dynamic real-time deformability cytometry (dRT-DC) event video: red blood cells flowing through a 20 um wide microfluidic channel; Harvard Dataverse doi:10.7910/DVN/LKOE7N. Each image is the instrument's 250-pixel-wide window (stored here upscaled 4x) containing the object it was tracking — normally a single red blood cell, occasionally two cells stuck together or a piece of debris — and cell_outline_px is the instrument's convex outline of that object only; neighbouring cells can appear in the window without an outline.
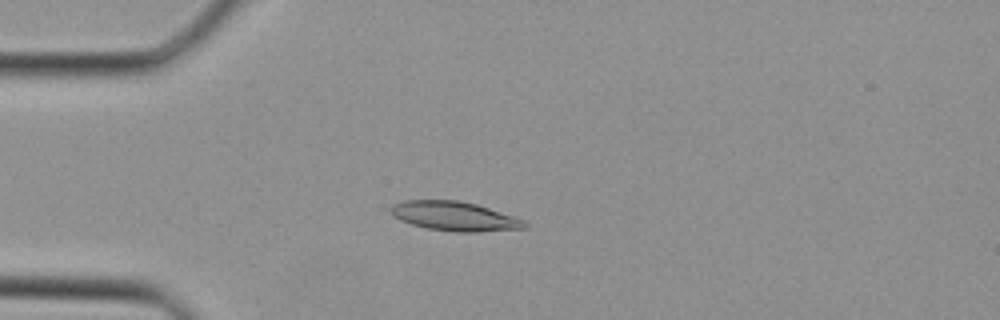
{"species": "Egyptian fruit bat (a non-hibernating species)", "species_latin": "Rousettus aegyptiacus", "temperature_condition": "cold", "stored_images_in_passage": 38, "camera_frame_rate_fps": 3000, "um_per_image_px": 0.085, "animal": {"sex": "female"}, "frame": {"image": 1, "passage_image": 9, "time_ms": 2.667, "image_size_px": [1000, 320], "cell_outline_px": [[528, 228], [480, 232], [452, 232], [428, 228], [412, 224], [400, 220], [392, 216], [388, 208], [392, 204], [404, 200], [456, 200], [476, 204], [524, 220], [528, 224]], "centroid_in_image_um": [38.6, 18.38], "position_along_channel_um": 46.4, "area_um2": 22.95}}
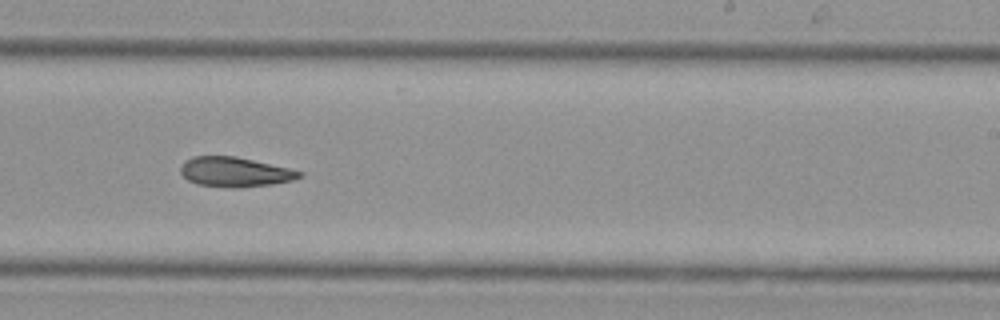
{"frame": {"image": 2, "passage_image": 23, "time_ms": 7.333, "image_size_px": [1000, 320], "cell_outline_px": [[304, 176], [292, 180], [272, 184], [236, 188], [196, 184], [188, 180], [180, 172], [180, 168], [184, 160], [192, 156], [236, 156], [288, 168], [304, 172]], "centroid_in_image_um": [19.95, 14.61], "position_along_channel_um": 269.0, "area_um2": 20.58}}
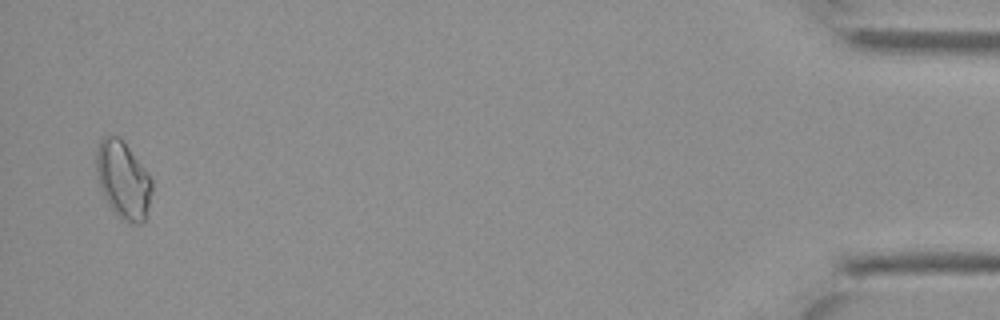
{"frame": {"image": 3, "passage_image": 37, "time_ms": 12.0, "image_size_px": [1000, 320], "cell_outline_px": [[152, 188], [144, 220], [140, 224], [132, 224], [116, 216], [108, 204], [100, 188], [96, 176], [96, 152], [100, 136], [120, 136], [144, 168], [152, 180]], "centroid_in_image_um": [10.42, 15.27], "position_along_channel_um": 424.8, "area_um2": 25.09}}